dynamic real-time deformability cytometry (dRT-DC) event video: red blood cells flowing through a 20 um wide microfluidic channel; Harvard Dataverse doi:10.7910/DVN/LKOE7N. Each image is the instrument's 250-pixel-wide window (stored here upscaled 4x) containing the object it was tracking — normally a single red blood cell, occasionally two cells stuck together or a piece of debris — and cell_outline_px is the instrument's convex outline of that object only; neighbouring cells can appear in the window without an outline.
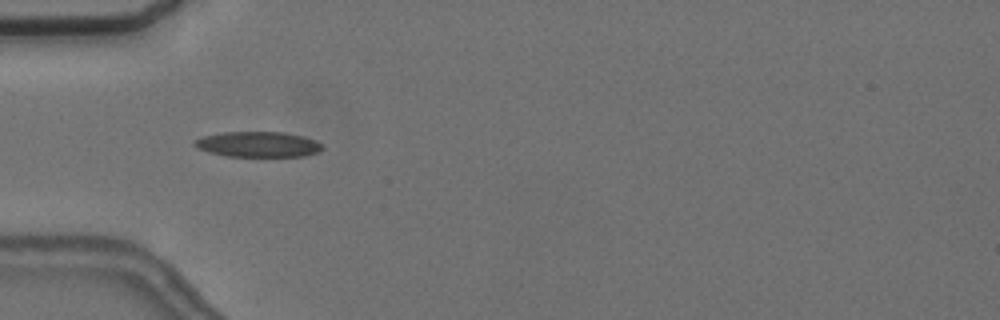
{"species": "common noctule bat (a hibernating species)", "species_latin": "Nyctalus noctula", "temperature_condition": "cold", "stored_images_in_passage": 3, "camera_frame_rate_fps": 3000, "um_per_image_px": 0.085, "animal": {"sex": "female", "body_mass_g": 24.6, "forearm_length_mm": 56.2}, "frame": {"image": 1, "passage_image": 1, "time_ms": 0.0, "image_size_px": [1000, 320], "cell_outline_px": [[324, 148], [320, 152], [304, 156], [224, 156], [208, 152], [196, 148], [192, 144], [196, 140], [204, 136], [224, 132], [284, 132], [304, 136], [316, 140], [324, 144]], "centroid_in_image_um": [21.98, 12.27], "position_along_channel_um": 63.0, "area_um2": 19.13}}